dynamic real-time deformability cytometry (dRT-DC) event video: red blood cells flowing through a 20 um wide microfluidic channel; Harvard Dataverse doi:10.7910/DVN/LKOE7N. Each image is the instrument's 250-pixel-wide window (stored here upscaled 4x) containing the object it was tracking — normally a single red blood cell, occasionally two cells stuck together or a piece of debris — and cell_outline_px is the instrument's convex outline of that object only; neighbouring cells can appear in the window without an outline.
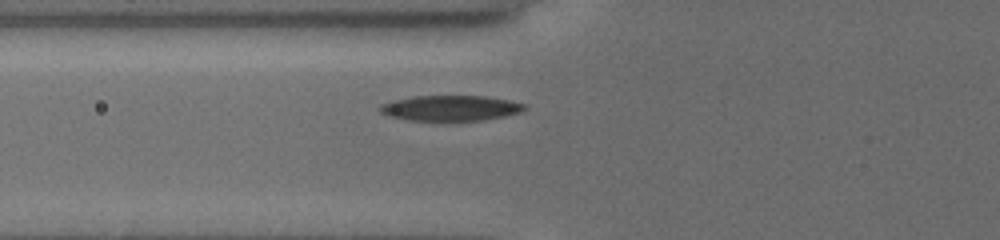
{"species": "common noctule bat (a hibernating species)", "species_latin": "Nyctalus noctula", "temperature_condition": "cold", "stored_images_in_passage": 33, "camera_frame_rate_fps": 3000, "um_per_image_px": 0.085, "animal": {"sex": "female", "body_mass_g": 19.5, "forearm_length_mm": 54.1}, "frame": {"image": 1, "passage_image": 4, "time_ms": 1.0, "image_size_px": [1000, 240], "cell_outline_px": [[528, 108], [520, 112], [504, 116], [484, 120], [408, 120], [388, 116], [380, 112], [376, 108], [380, 104], [392, 100], [412, 96], [484, 96], [508, 100], [528, 104]], "centroid_in_image_um": [38.27, 9.18], "position_along_channel_um": 87.5, "area_um2": 21.56}}
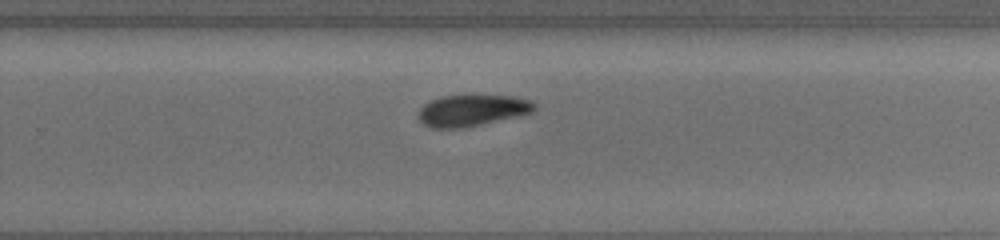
{"frame": {"image": 2, "passage_image": 21, "time_ms": 6.333, "image_size_px": [1000, 240], "cell_outline_px": [[536, 108], [532, 112], [464, 128], [432, 128], [424, 124], [420, 120], [420, 108], [424, 104], [432, 100], [444, 96], [472, 92], [512, 96], [532, 100], [536, 104]], "centroid_in_image_um": [40.16, 9.33], "position_along_channel_um": 289.6, "area_um2": 21.79}}
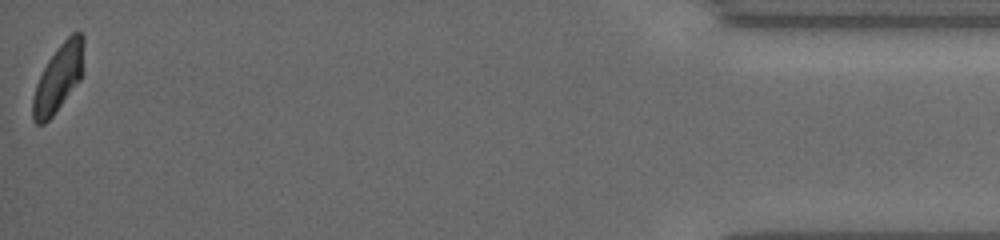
{"frame": {"image": 3, "passage_image": 33, "time_ms": 12.0, "image_size_px": [1000, 240], "cell_outline_px": [[84, 72], [80, 80], [52, 116], [44, 124], [36, 124], [32, 120], [32, 100], [36, 84], [48, 60], [60, 44], [72, 32], [80, 32], [84, 36]], "centroid_in_image_um": [4.99, 6.61], "position_along_channel_um": 430.2, "area_um2": 20.11}, "authors_computed_cell_mechanics": {"area_um2": 22.3686, "velocity_mm_per_s": 3.794, "shape_relaxation_time_tau1_ms": 1.9926, "shape_relaxation_time_tau2_ms": 5.278, "deformation_change_tau1": 0.1347, "deformation_change_tau2": 0.1012}}